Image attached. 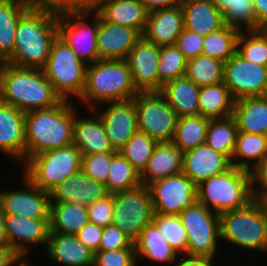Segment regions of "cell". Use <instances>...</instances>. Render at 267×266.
I'll return each instance as SVG.
<instances>
[{"label":"cell","mask_w":267,"mask_h":266,"mask_svg":"<svg viewBox=\"0 0 267 266\" xmlns=\"http://www.w3.org/2000/svg\"><path fill=\"white\" fill-rule=\"evenodd\" d=\"M58 35V14L41 4L33 5L19 20L12 65L42 69L49 57L52 42Z\"/></svg>","instance_id":"1"},{"label":"cell","mask_w":267,"mask_h":266,"mask_svg":"<svg viewBox=\"0 0 267 266\" xmlns=\"http://www.w3.org/2000/svg\"><path fill=\"white\" fill-rule=\"evenodd\" d=\"M62 99L57 105L25 113V162L36 154L72 144L75 106Z\"/></svg>","instance_id":"2"},{"label":"cell","mask_w":267,"mask_h":266,"mask_svg":"<svg viewBox=\"0 0 267 266\" xmlns=\"http://www.w3.org/2000/svg\"><path fill=\"white\" fill-rule=\"evenodd\" d=\"M61 100L42 69L3 62L0 69L1 102L27 113L53 107Z\"/></svg>","instance_id":"3"},{"label":"cell","mask_w":267,"mask_h":266,"mask_svg":"<svg viewBox=\"0 0 267 266\" xmlns=\"http://www.w3.org/2000/svg\"><path fill=\"white\" fill-rule=\"evenodd\" d=\"M138 92L126 60H98L87 65L84 89L78 100L90 104L93 110L96 104L131 100Z\"/></svg>","instance_id":"4"},{"label":"cell","mask_w":267,"mask_h":266,"mask_svg":"<svg viewBox=\"0 0 267 266\" xmlns=\"http://www.w3.org/2000/svg\"><path fill=\"white\" fill-rule=\"evenodd\" d=\"M253 200L251 172L235 166L197 185V202L219 215Z\"/></svg>","instance_id":"5"},{"label":"cell","mask_w":267,"mask_h":266,"mask_svg":"<svg viewBox=\"0 0 267 266\" xmlns=\"http://www.w3.org/2000/svg\"><path fill=\"white\" fill-rule=\"evenodd\" d=\"M219 217L221 241L267 252V219L256 200L243 208L221 213Z\"/></svg>","instance_id":"6"},{"label":"cell","mask_w":267,"mask_h":266,"mask_svg":"<svg viewBox=\"0 0 267 266\" xmlns=\"http://www.w3.org/2000/svg\"><path fill=\"white\" fill-rule=\"evenodd\" d=\"M81 156L74 144L36 154L23 164L24 176L36 187L50 192L81 170Z\"/></svg>","instance_id":"7"},{"label":"cell","mask_w":267,"mask_h":266,"mask_svg":"<svg viewBox=\"0 0 267 266\" xmlns=\"http://www.w3.org/2000/svg\"><path fill=\"white\" fill-rule=\"evenodd\" d=\"M87 64L78 58L72 48L58 35L42 68L54 91L61 99L79 98L85 85Z\"/></svg>","instance_id":"8"},{"label":"cell","mask_w":267,"mask_h":266,"mask_svg":"<svg viewBox=\"0 0 267 266\" xmlns=\"http://www.w3.org/2000/svg\"><path fill=\"white\" fill-rule=\"evenodd\" d=\"M187 234V257L214 259L221 239L219 214L196 202L179 214Z\"/></svg>","instance_id":"9"},{"label":"cell","mask_w":267,"mask_h":266,"mask_svg":"<svg viewBox=\"0 0 267 266\" xmlns=\"http://www.w3.org/2000/svg\"><path fill=\"white\" fill-rule=\"evenodd\" d=\"M138 131L157 142L173 141L178 116L160 91H139L133 98Z\"/></svg>","instance_id":"10"},{"label":"cell","mask_w":267,"mask_h":266,"mask_svg":"<svg viewBox=\"0 0 267 266\" xmlns=\"http://www.w3.org/2000/svg\"><path fill=\"white\" fill-rule=\"evenodd\" d=\"M112 224L119 227L134 243L143 228L152 222L154 210L148 186L113 193Z\"/></svg>","instance_id":"11"},{"label":"cell","mask_w":267,"mask_h":266,"mask_svg":"<svg viewBox=\"0 0 267 266\" xmlns=\"http://www.w3.org/2000/svg\"><path fill=\"white\" fill-rule=\"evenodd\" d=\"M88 15L91 16V13L65 12L58 14V36L72 48L78 58L90 65L99 60L98 14L93 12L91 25L86 20Z\"/></svg>","instance_id":"12"},{"label":"cell","mask_w":267,"mask_h":266,"mask_svg":"<svg viewBox=\"0 0 267 266\" xmlns=\"http://www.w3.org/2000/svg\"><path fill=\"white\" fill-rule=\"evenodd\" d=\"M223 83L235 100L267 96V66L248 61L235 52L224 62Z\"/></svg>","instance_id":"13"},{"label":"cell","mask_w":267,"mask_h":266,"mask_svg":"<svg viewBox=\"0 0 267 266\" xmlns=\"http://www.w3.org/2000/svg\"><path fill=\"white\" fill-rule=\"evenodd\" d=\"M154 213L179 215L197 202V185L184 173L148 185Z\"/></svg>","instance_id":"14"},{"label":"cell","mask_w":267,"mask_h":266,"mask_svg":"<svg viewBox=\"0 0 267 266\" xmlns=\"http://www.w3.org/2000/svg\"><path fill=\"white\" fill-rule=\"evenodd\" d=\"M24 189L0 190V207L4 214L22 217L50 218V192L36 187L27 177Z\"/></svg>","instance_id":"15"},{"label":"cell","mask_w":267,"mask_h":266,"mask_svg":"<svg viewBox=\"0 0 267 266\" xmlns=\"http://www.w3.org/2000/svg\"><path fill=\"white\" fill-rule=\"evenodd\" d=\"M106 109L97 114L101 119L110 144L119 152L127 141L138 131L137 111L134 99L107 102ZM108 105V106H107Z\"/></svg>","instance_id":"16"},{"label":"cell","mask_w":267,"mask_h":266,"mask_svg":"<svg viewBox=\"0 0 267 266\" xmlns=\"http://www.w3.org/2000/svg\"><path fill=\"white\" fill-rule=\"evenodd\" d=\"M50 218H29L17 215L4 214L5 232L8 244L25 261L29 245L39 246L48 244L50 233Z\"/></svg>","instance_id":"17"},{"label":"cell","mask_w":267,"mask_h":266,"mask_svg":"<svg viewBox=\"0 0 267 266\" xmlns=\"http://www.w3.org/2000/svg\"><path fill=\"white\" fill-rule=\"evenodd\" d=\"M160 47L143 36L136 42L126 61L138 91H159L158 62Z\"/></svg>","instance_id":"18"},{"label":"cell","mask_w":267,"mask_h":266,"mask_svg":"<svg viewBox=\"0 0 267 266\" xmlns=\"http://www.w3.org/2000/svg\"><path fill=\"white\" fill-rule=\"evenodd\" d=\"M142 34L134 28L108 23L98 15L99 60H126Z\"/></svg>","instance_id":"19"},{"label":"cell","mask_w":267,"mask_h":266,"mask_svg":"<svg viewBox=\"0 0 267 266\" xmlns=\"http://www.w3.org/2000/svg\"><path fill=\"white\" fill-rule=\"evenodd\" d=\"M109 194L104 183L94 181L80 170L54 187L50 191V200L88 207Z\"/></svg>","instance_id":"20"},{"label":"cell","mask_w":267,"mask_h":266,"mask_svg":"<svg viewBox=\"0 0 267 266\" xmlns=\"http://www.w3.org/2000/svg\"><path fill=\"white\" fill-rule=\"evenodd\" d=\"M25 112L0 101V151L25 163Z\"/></svg>","instance_id":"21"},{"label":"cell","mask_w":267,"mask_h":266,"mask_svg":"<svg viewBox=\"0 0 267 266\" xmlns=\"http://www.w3.org/2000/svg\"><path fill=\"white\" fill-rule=\"evenodd\" d=\"M231 161L206 143L183 153L182 173L196 185L205 179L219 175L231 167Z\"/></svg>","instance_id":"22"},{"label":"cell","mask_w":267,"mask_h":266,"mask_svg":"<svg viewBox=\"0 0 267 266\" xmlns=\"http://www.w3.org/2000/svg\"><path fill=\"white\" fill-rule=\"evenodd\" d=\"M184 29L181 6L150 12L142 36L157 47L173 45Z\"/></svg>","instance_id":"23"},{"label":"cell","mask_w":267,"mask_h":266,"mask_svg":"<svg viewBox=\"0 0 267 266\" xmlns=\"http://www.w3.org/2000/svg\"><path fill=\"white\" fill-rule=\"evenodd\" d=\"M183 152L172 142H158L140 174L141 185L148 186L154 181L182 172Z\"/></svg>","instance_id":"24"},{"label":"cell","mask_w":267,"mask_h":266,"mask_svg":"<svg viewBox=\"0 0 267 266\" xmlns=\"http://www.w3.org/2000/svg\"><path fill=\"white\" fill-rule=\"evenodd\" d=\"M47 254L64 266H93L95 253L76 235L49 233Z\"/></svg>","instance_id":"25"},{"label":"cell","mask_w":267,"mask_h":266,"mask_svg":"<svg viewBox=\"0 0 267 266\" xmlns=\"http://www.w3.org/2000/svg\"><path fill=\"white\" fill-rule=\"evenodd\" d=\"M75 109V122L73 128L74 144L81 155L116 152L106 135L104 125L96 114L94 118H80Z\"/></svg>","instance_id":"26"},{"label":"cell","mask_w":267,"mask_h":266,"mask_svg":"<svg viewBox=\"0 0 267 266\" xmlns=\"http://www.w3.org/2000/svg\"><path fill=\"white\" fill-rule=\"evenodd\" d=\"M181 7L184 28L199 35L206 36L225 25L222 12L211 0H184Z\"/></svg>","instance_id":"27"},{"label":"cell","mask_w":267,"mask_h":266,"mask_svg":"<svg viewBox=\"0 0 267 266\" xmlns=\"http://www.w3.org/2000/svg\"><path fill=\"white\" fill-rule=\"evenodd\" d=\"M96 13L106 22L137 29L143 34L149 12L140 0H116L104 4Z\"/></svg>","instance_id":"28"},{"label":"cell","mask_w":267,"mask_h":266,"mask_svg":"<svg viewBox=\"0 0 267 266\" xmlns=\"http://www.w3.org/2000/svg\"><path fill=\"white\" fill-rule=\"evenodd\" d=\"M232 116L238 132L267 135V96L235 100Z\"/></svg>","instance_id":"29"},{"label":"cell","mask_w":267,"mask_h":266,"mask_svg":"<svg viewBox=\"0 0 267 266\" xmlns=\"http://www.w3.org/2000/svg\"><path fill=\"white\" fill-rule=\"evenodd\" d=\"M199 89V86L183 76L164 84L160 92L179 118L199 115Z\"/></svg>","instance_id":"30"},{"label":"cell","mask_w":267,"mask_h":266,"mask_svg":"<svg viewBox=\"0 0 267 266\" xmlns=\"http://www.w3.org/2000/svg\"><path fill=\"white\" fill-rule=\"evenodd\" d=\"M32 6L23 0H0V60L2 62H6L13 55L18 22Z\"/></svg>","instance_id":"31"},{"label":"cell","mask_w":267,"mask_h":266,"mask_svg":"<svg viewBox=\"0 0 267 266\" xmlns=\"http://www.w3.org/2000/svg\"><path fill=\"white\" fill-rule=\"evenodd\" d=\"M136 260L147 258L155 263L171 264L177 262L178 253L167 243L157 226L151 222L146 225L138 239L133 243Z\"/></svg>","instance_id":"32"},{"label":"cell","mask_w":267,"mask_h":266,"mask_svg":"<svg viewBox=\"0 0 267 266\" xmlns=\"http://www.w3.org/2000/svg\"><path fill=\"white\" fill-rule=\"evenodd\" d=\"M235 99L222 82L200 87L198 94L199 115L208 119L232 116Z\"/></svg>","instance_id":"33"},{"label":"cell","mask_w":267,"mask_h":266,"mask_svg":"<svg viewBox=\"0 0 267 266\" xmlns=\"http://www.w3.org/2000/svg\"><path fill=\"white\" fill-rule=\"evenodd\" d=\"M89 222L87 207L72 203L51 202L50 233L77 235Z\"/></svg>","instance_id":"34"},{"label":"cell","mask_w":267,"mask_h":266,"mask_svg":"<svg viewBox=\"0 0 267 266\" xmlns=\"http://www.w3.org/2000/svg\"><path fill=\"white\" fill-rule=\"evenodd\" d=\"M266 155L267 135L237 133L236 146L231 158L232 166L251 171Z\"/></svg>","instance_id":"35"},{"label":"cell","mask_w":267,"mask_h":266,"mask_svg":"<svg viewBox=\"0 0 267 266\" xmlns=\"http://www.w3.org/2000/svg\"><path fill=\"white\" fill-rule=\"evenodd\" d=\"M209 121L201 115L179 117L172 142L183 153L205 144Z\"/></svg>","instance_id":"36"},{"label":"cell","mask_w":267,"mask_h":266,"mask_svg":"<svg viewBox=\"0 0 267 266\" xmlns=\"http://www.w3.org/2000/svg\"><path fill=\"white\" fill-rule=\"evenodd\" d=\"M237 133V123L233 116L210 119L205 143L215 151L224 154L231 161Z\"/></svg>","instance_id":"37"},{"label":"cell","mask_w":267,"mask_h":266,"mask_svg":"<svg viewBox=\"0 0 267 266\" xmlns=\"http://www.w3.org/2000/svg\"><path fill=\"white\" fill-rule=\"evenodd\" d=\"M105 185L110 194L132 190L141 185L140 174L120 152H116Z\"/></svg>","instance_id":"38"},{"label":"cell","mask_w":267,"mask_h":266,"mask_svg":"<svg viewBox=\"0 0 267 266\" xmlns=\"http://www.w3.org/2000/svg\"><path fill=\"white\" fill-rule=\"evenodd\" d=\"M239 30L224 25L217 31L204 36L202 55L226 62L236 52Z\"/></svg>","instance_id":"39"},{"label":"cell","mask_w":267,"mask_h":266,"mask_svg":"<svg viewBox=\"0 0 267 266\" xmlns=\"http://www.w3.org/2000/svg\"><path fill=\"white\" fill-rule=\"evenodd\" d=\"M223 14L224 23L239 31L256 30L252 0H211ZM243 27H245L243 29Z\"/></svg>","instance_id":"40"},{"label":"cell","mask_w":267,"mask_h":266,"mask_svg":"<svg viewBox=\"0 0 267 266\" xmlns=\"http://www.w3.org/2000/svg\"><path fill=\"white\" fill-rule=\"evenodd\" d=\"M224 62L205 55L187 61L185 76L199 87L223 82Z\"/></svg>","instance_id":"41"},{"label":"cell","mask_w":267,"mask_h":266,"mask_svg":"<svg viewBox=\"0 0 267 266\" xmlns=\"http://www.w3.org/2000/svg\"><path fill=\"white\" fill-rule=\"evenodd\" d=\"M244 33V30L239 32L236 52L248 61L267 66V31L258 29L246 31L247 35Z\"/></svg>","instance_id":"42"},{"label":"cell","mask_w":267,"mask_h":266,"mask_svg":"<svg viewBox=\"0 0 267 266\" xmlns=\"http://www.w3.org/2000/svg\"><path fill=\"white\" fill-rule=\"evenodd\" d=\"M152 222L157 226L165 241L178 254L187 257V234L179 215L154 213Z\"/></svg>","instance_id":"43"},{"label":"cell","mask_w":267,"mask_h":266,"mask_svg":"<svg viewBox=\"0 0 267 266\" xmlns=\"http://www.w3.org/2000/svg\"><path fill=\"white\" fill-rule=\"evenodd\" d=\"M157 143L146 133L137 131L119 152L141 174L146 168Z\"/></svg>","instance_id":"44"},{"label":"cell","mask_w":267,"mask_h":266,"mask_svg":"<svg viewBox=\"0 0 267 266\" xmlns=\"http://www.w3.org/2000/svg\"><path fill=\"white\" fill-rule=\"evenodd\" d=\"M187 60L175 44L160 47L158 62L159 91L169 81L185 76Z\"/></svg>","instance_id":"45"},{"label":"cell","mask_w":267,"mask_h":266,"mask_svg":"<svg viewBox=\"0 0 267 266\" xmlns=\"http://www.w3.org/2000/svg\"><path fill=\"white\" fill-rule=\"evenodd\" d=\"M116 152L98 153L81 156V170L91 179L97 182H106L112 156Z\"/></svg>","instance_id":"46"},{"label":"cell","mask_w":267,"mask_h":266,"mask_svg":"<svg viewBox=\"0 0 267 266\" xmlns=\"http://www.w3.org/2000/svg\"><path fill=\"white\" fill-rule=\"evenodd\" d=\"M135 248L111 251H98L94 256L93 266H136Z\"/></svg>","instance_id":"47"},{"label":"cell","mask_w":267,"mask_h":266,"mask_svg":"<svg viewBox=\"0 0 267 266\" xmlns=\"http://www.w3.org/2000/svg\"><path fill=\"white\" fill-rule=\"evenodd\" d=\"M87 212L89 222L101 227L111 225L114 212L113 194L91 203Z\"/></svg>","instance_id":"48"},{"label":"cell","mask_w":267,"mask_h":266,"mask_svg":"<svg viewBox=\"0 0 267 266\" xmlns=\"http://www.w3.org/2000/svg\"><path fill=\"white\" fill-rule=\"evenodd\" d=\"M203 41L204 36L184 28L174 44L188 61L202 55Z\"/></svg>","instance_id":"49"},{"label":"cell","mask_w":267,"mask_h":266,"mask_svg":"<svg viewBox=\"0 0 267 266\" xmlns=\"http://www.w3.org/2000/svg\"><path fill=\"white\" fill-rule=\"evenodd\" d=\"M124 248H134V244L116 225L103 227L99 251H111Z\"/></svg>","instance_id":"50"},{"label":"cell","mask_w":267,"mask_h":266,"mask_svg":"<svg viewBox=\"0 0 267 266\" xmlns=\"http://www.w3.org/2000/svg\"><path fill=\"white\" fill-rule=\"evenodd\" d=\"M41 5L55 14L65 12L92 13V0H42Z\"/></svg>","instance_id":"51"},{"label":"cell","mask_w":267,"mask_h":266,"mask_svg":"<svg viewBox=\"0 0 267 266\" xmlns=\"http://www.w3.org/2000/svg\"><path fill=\"white\" fill-rule=\"evenodd\" d=\"M250 172L252 195L253 199L256 200L259 196L267 194V155Z\"/></svg>","instance_id":"52"},{"label":"cell","mask_w":267,"mask_h":266,"mask_svg":"<svg viewBox=\"0 0 267 266\" xmlns=\"http://www.w3.org/2000/svg\"><path fill=\"white\" fill-rule=\"evenodd\" d=\"M103 227L87 222L77 233L78 239L94 253L99 251Z\"/></svg>","instance_id":"53"},{"label":"cell","mask_w":267,"mask_h":266,"mask_svg":"<svg viewBox=\"0 0 267 266\" xmlns=\"http://www.w3.org/2000/svg\"><path fill=\"white\" fill-rule=\"evenodd\" d=\"M25 261L12 247L9 245H0V266H13L17 263L22 266Z\"/></svg>","instance_id":"54"},{"label":"cell","mask_w":267,"mask_h":266,"mask_svg":"<svg viewBox=\"0 0 267 266\" xmlns=\"http://www.w3.org/2000/svg\"><path fill=\"white\" fill-rule=\"evenodd\" d=\"M256 30L267 27V0H252Z\"/></svg>","instance_id":"55"},{"label":"cell","mask_w":267,"mask_h":266,"mask_svg":"<svg viewBox=\"0 0 267 266\" xmlns=\"http://www.w3.org/2000/svg\"><path fill=\"white\" fill-rule=\"evenodd\" d=\"M150 13L158 9L181 6L184 0H140Z\"/></svg>","instance_id":"56"},{"label":"cell","mask_w":267,"mask_h":266,"mask_svg":"<svg viewBox=\"0 0 267 266\" xmlns=\"http://www.w3.org/2000/svg\"><path fill=\"white\" fill-rule=\"evenodd\" d=\"M175 266H215L212 259L183 256Z\"/></svg>","instance_id":"57"},{"label":"cell","mask_w":267,"mask_h":266,"mask_svg":"<svg viewBox=\"0 0 267 266\" xmlns=\"http://www.w3.org/2000/svg\"><path fill=\"white\" fill-rule=\"evenodd\" d=\"M0 245H9L5 232L4 213L0 207Z\"/></svg>","instance_id":"58"},{"label":"cell","mask_w":267,"mask_h":266,"mask_svg":"<svg viewBox=\"0 0 267 266\" xmlns=\"http://www.w3.org/2000/svg\"><path fill=\"white\" fill-rule=\"evenodd\" d=\"M256 201L259 203V205L261 206L265 217L267 219V194H264L262 196H259Z\"/></svg>","instance_id":"59"},{"label":"cell","mask_w":267,"mask_h":266,"mask_svg":"<svg viewBox=\"0 0 267 266\" xmlns=\"http://www.w3.org/2000/svg\"><path fill=\"white\" fill-rule=\"evenodd\" d=\"M112 1H116V0H92V13L96 12L104 4H107Z\"/></svg>","instance_id":"60"},{"label":"cell","mask_w":267,"mask_h":266,"mask_svg":"<svg viewBox=\"0 0 267 266\" xmlns=\"http://www.w3.org/2000/svg\"><path fill=\"white\" fill-rule=\"evenodd\" d=\"M25 2H28L31 5H38V0H23Z\"/></svg>","instance_id":"61"},{"label":"cell","mask_w":267,"mask_h":266,"mask_svg":"<svg viewBox=\"0 0 267 266\" xmlns=\"http://www.w3.org/2000/svg\"><path fill=\"white\" fill-rule=\"evenodd\" d=\"M22 266H31L28 262L24 263Z\"/></svg>","instance_id":"62"},{"label":"cell","mask_w":267,"mask_h":266,"mask_svg":"<svg viewBox=\"0 0 267 266\" xmlns=\"http://www.w3.org/2000/svg\"><path fill=\"white\" fill-rule=\"evenodd\" d=\"M2 64H3V62L0 60V69H1Z\"/></svg>","instance_id":"63"}]
</instances>
